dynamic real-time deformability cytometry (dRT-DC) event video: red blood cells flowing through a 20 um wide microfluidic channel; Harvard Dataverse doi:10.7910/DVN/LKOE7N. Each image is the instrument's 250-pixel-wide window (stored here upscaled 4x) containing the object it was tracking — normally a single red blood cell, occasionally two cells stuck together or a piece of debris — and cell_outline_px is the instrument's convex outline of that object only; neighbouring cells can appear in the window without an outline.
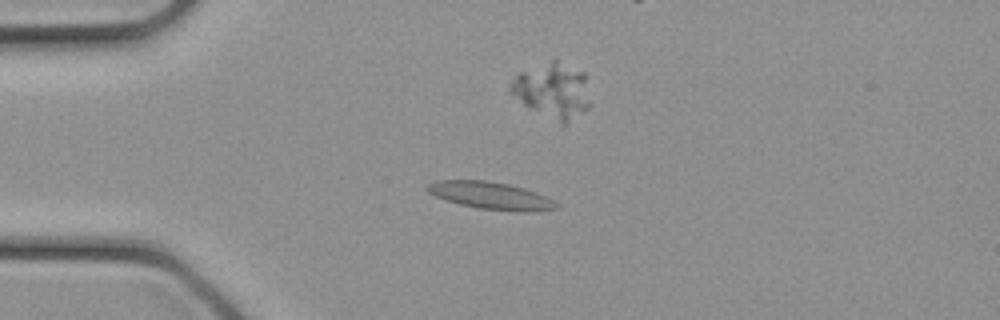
{"species": "common noctule bat (a hibernating species)", "species_latin": "Nyctalus noctula", "temperature_condition": "cold", "stored_images_in_passage": 24, "camera_frame_rate_fps": 3000, "um_per_image_px": 0.085, "animal": {"sex": "female", "body_mass_g": 21.9}, "frame": {"image": 1, "passage_image": 4, "time_ms": 1.0, "image_size_px": [1000, 320], "cell_outline_px": [[560, 208], [528, 212], [520, 212], [480, 208], [460, 204], [436, 196], [428, 192], [424, 188], [428, 184], [436, 180], [484, 180], [508, 184], [524, 188], [536, 192], [560, 204]], "centroid_in_image_um": [41.73, 16.62], "position_along_channel_um": 43.3, "area_um2": 20.46}}